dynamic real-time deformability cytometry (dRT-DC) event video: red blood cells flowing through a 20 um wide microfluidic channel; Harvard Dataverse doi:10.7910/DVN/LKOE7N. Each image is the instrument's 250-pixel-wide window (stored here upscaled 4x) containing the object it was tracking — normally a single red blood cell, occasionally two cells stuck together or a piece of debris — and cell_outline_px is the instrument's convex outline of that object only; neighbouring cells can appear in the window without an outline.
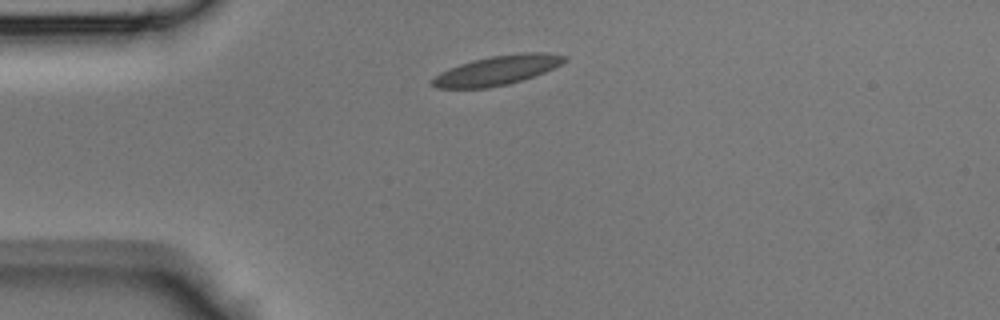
{"species": "Egyptian fruit bat (a non-hibernating species)", "species_latin": "Rousettus aegyptiacus", "temperature_condition": "room temperature", "stored_images_in_passage": 29, "camera_frame_rate_fps": 3000, "um_per_image_px": 0.085, "animal": {"sex": "male"}, "frame": {"image": 1, "passage_image": 1, "time_ms": 0.0, "image_size_px": [1000, 320], "cell_outline_px": [[568, 60], [544, 72], [508, 84], [488, 88], [436, 88], [428, 84], [440, 72], [448, 68], [472, 60], [492, 56], [524, 52], [540, 52], [568, 56]], "centroid_in_image_um": [42.22, 5.98], "position_along_channel_um": 42.8, "area_um2": 22.48}}
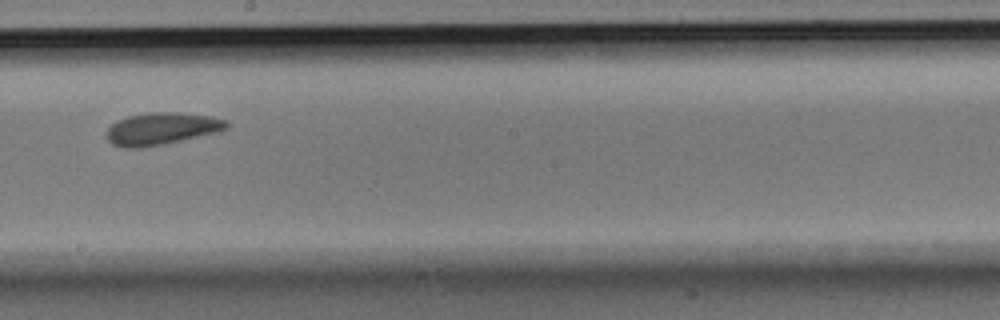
{"frame": {"image": 2, "passage_image": 15, "time_ms": 4.667, "image_size_px": [1000, 320], "cell_outline_px": [[228, 128], [216, 132], [164, 144], [140, 148], [124, 148], [112, 144], [108, 140], [108, 128], [116, 120], [128, 116], [148, 112], [180, 112], [212, 116], [224, 120], [228, 124]], "centroid_in_image_um": [13.72, 10.93], "position_along_channel_um": 234.5, "area_um2": 22.43}}
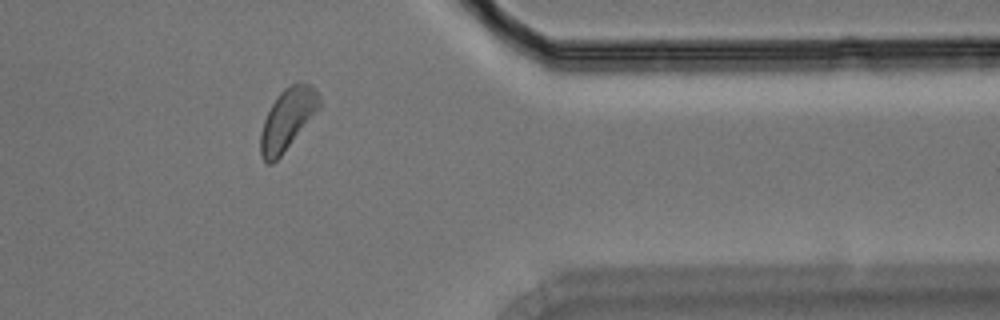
{"frame": {"image": 3, "passage_image": 26, "time_ms": 8.333, "image_size_px": [1000, 320], "cell_outline_px": [[320, 108], [280, 156], [272, 164], [268, 164], [260, 156], [260, 132], [264, 120], [276, 96], [284, 88], [296, 80], [312, 84], [316, 88], [320, 96]], "centroid_in_image_um": [24.44, 10.08], "position_along_channel_um": 387.0, "area_um2": 21.15}}